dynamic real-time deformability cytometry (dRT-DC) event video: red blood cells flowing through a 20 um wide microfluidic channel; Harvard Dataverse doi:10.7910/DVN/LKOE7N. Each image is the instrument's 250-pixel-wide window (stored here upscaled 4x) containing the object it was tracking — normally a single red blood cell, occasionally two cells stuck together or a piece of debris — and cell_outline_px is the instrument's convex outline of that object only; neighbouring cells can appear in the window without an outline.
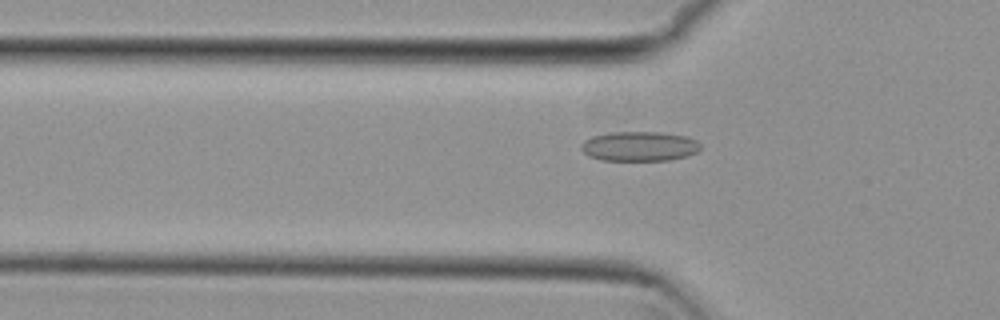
{"species": "common noctule bat (a hibernating species)", "species_latin": "Nyctalus noctula", "temperature_condition": "cold", "stored_images_in_passage": 54, "camera_frame_rate_fps": 3000, "um_per_image_px": 0.085, "animal": {"sex": "female", "body_mass_g": 29.2, "forearm_length_mm": 56.3}, "frame": {"image": 1, "passage_image": 18, "time_ms": 5.667, "image_size_px": [1000, 320], "cell_outline_px": [[700, 148], [696, 152], [684, 156], [668, 160], [600, 160], [588, 156], [580, 148], [580, 144], [584, 140], [592, 136], [612, 132], [660, 132], [684, 136], [696, 140], [700, 144]], "centroid_in_image_um": [54.29, 12.43], "position_along_channel_um": 71.5, "area_um2": 20.52}}
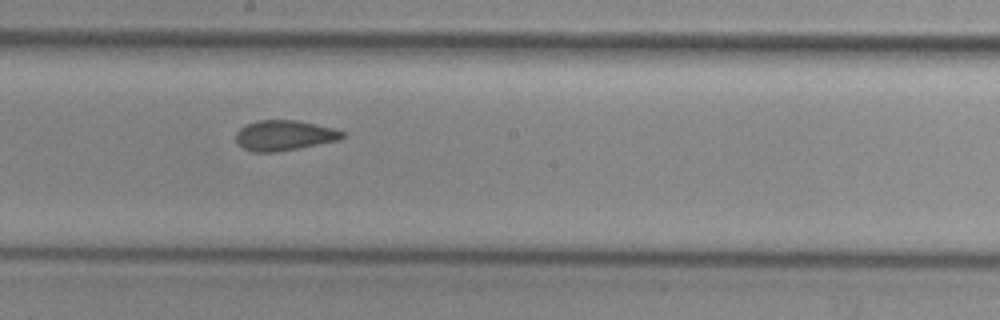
{"frame": {"image": 2, "passage_image": 30, "time_ms": 9.667, "image_size_px": [1000, 320], "cell_outline_px": [[348, 136], [340, 140], [276, 152], [252, 152], [244, 148], [236, 140], [236, 132], [240, 128], [256, 120], [296, 120], [316, 124], [332, 128], [344, 132]], "centroid_in_image_um": [24.19, 11.51], "position_along_channel_um": 224.0, "area_um2": 18.73}}
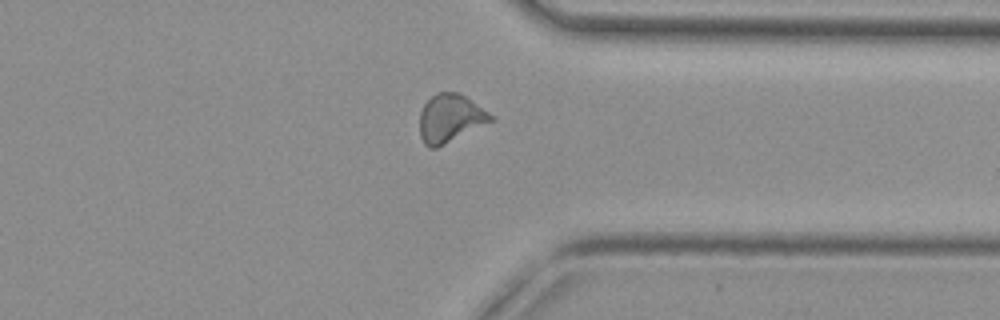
{"frame": {"image": 3, "passage_image": 42, "time_ms": 13.667, "image_size_px": [1000, 320], "cell_outline_px": [[492, 120], [436, 148], [428, 148], [424, 144], [420, 136], [420, 112], [424, 104], [436, 92], [460, 92], [488, 112], [492, 116]], "centroid_in_image_um": [38.21, 10.04], "position_along_channel_um": 373.2, "area_um2": 19.54}, "authors_computed_cell_mechanics": {"area_um2": 19.5075, "velocity_mm_per_s": 3.8004, "shape_relaxation_time_tau1_ms": null, "shape_relaxation_time_tau2_ms": 1.5142, "deformation_change_tau1": null, "deformation_change_tau2": 0.0885}}